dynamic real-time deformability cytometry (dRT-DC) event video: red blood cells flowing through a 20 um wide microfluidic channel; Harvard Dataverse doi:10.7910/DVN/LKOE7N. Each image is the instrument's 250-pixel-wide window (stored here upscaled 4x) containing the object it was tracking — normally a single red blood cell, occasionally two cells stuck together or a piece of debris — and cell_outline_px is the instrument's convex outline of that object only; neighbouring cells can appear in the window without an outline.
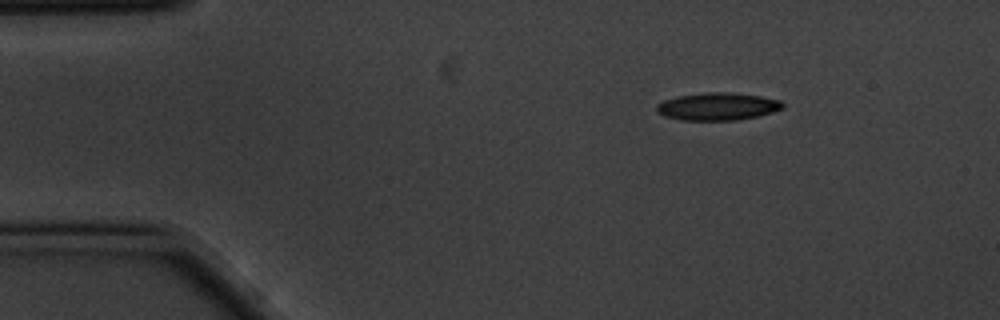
{"species": "common noctule bat (a hibernating species)", "species_latin": "Nyctalus noctula", "temperature_condition": "cold", "stored_images_in_passage": 3, "camera_frame_rate_fps": 3000, "um_per_image_px": 0.085, "animal": {"sex": "male", "body_mass_g": 20.1, "forearm_length_mm": 53.5}, "frame": {"image": 1, "passage_image": 2, "time_ms": 0.333, "image_size_px": [1000, 320], "cell_outline_px": [[784, 108], [760, 116], [736, 120], [680, 120], [664, 116], [656, 112], [656, 104], [664, 100], [676, 96], [704, 92], [728, 92], [760, 96], [780, 100], [784, 104]], "centroid_in_image_um": [60.98, 9.05], "position_along_channel_um": 24.0, "area_um2": 20.46}}